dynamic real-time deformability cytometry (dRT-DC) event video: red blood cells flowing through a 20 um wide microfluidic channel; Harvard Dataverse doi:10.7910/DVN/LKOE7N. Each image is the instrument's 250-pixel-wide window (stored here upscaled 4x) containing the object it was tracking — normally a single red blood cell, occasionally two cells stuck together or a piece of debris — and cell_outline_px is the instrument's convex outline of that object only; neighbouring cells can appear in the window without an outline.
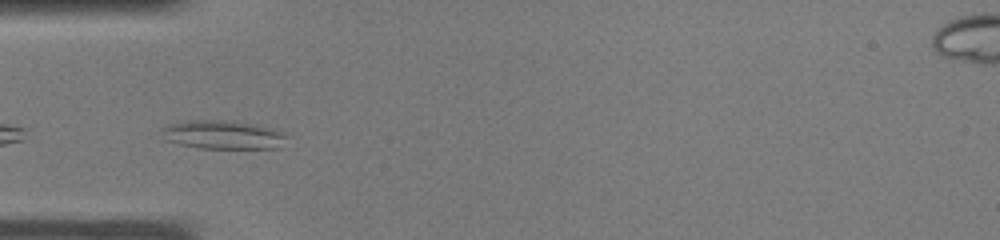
{"species": "common noctule bat (a hibernating species)", "species_latin": "Nyctalus noctula", "temperature_condition": "warm", "stored_images_in_passage": 31, "camera_frame_rate_fps": 3000, "um_per_image_px": 0.085, "animal": {"sex": "male", "body_mass_g": 19.0, "forearm_length_mm": 50.8}, "frame": {"image": 1, "passage_image": 6, "time_ms": 1.667, "image_size_px": [1000, 240], "cell_outline_px": [[288, 136], [276, 148], [200, 148], [180, 144], [164, 140], [160, 132], [160, 128], [172, 124], [188, 120], [232, 120], [256, 124], [272, 128], [284, 132]], "centroid_in_image_um": [18.92, 11.44], "position_along_channel_um": 66.1, "area_um2": 20.98}}
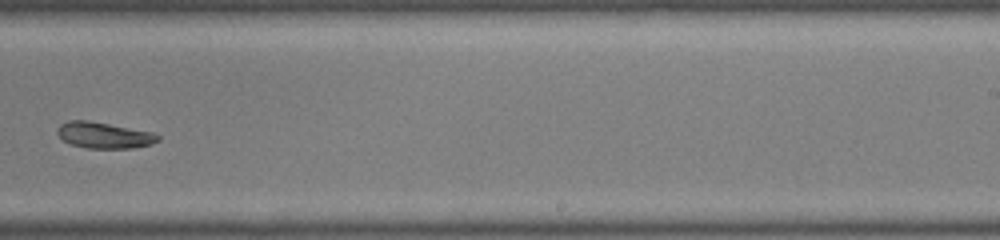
{"frame": {"image": 2, "passage_image": 18, "time_ms": 5.667, "image_size_px": [1000, 240], "cell_outline_px": [[160, 140], [152, 144], [132, 148], [84, 148], [72, 144], [64, 140], [56, 132], [56, 128], [60, 124], [68, 120], [88, 120], [152, 132], [160, 136]], "centroid_in_image_um": [8.83, 11.49], "position_along_channel_um": 280.2, "area_um2": 15.32}}
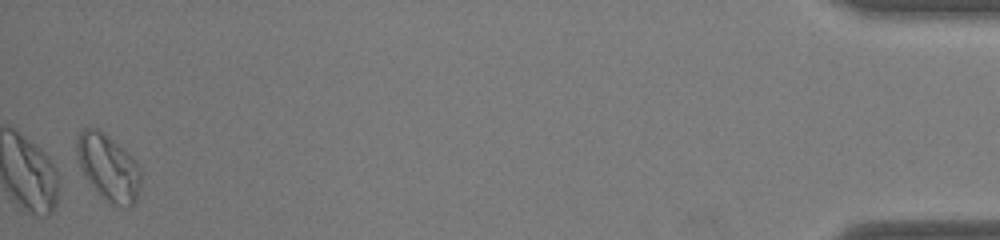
{"frame": {"image": 3, "passage_image": 31, "time_ms": 10.0, "image_size_px": [1000, 240], "cell_outline_px": [[140, 184], [136, 200], [132, 204], [108, 204], [100, 196], [84, 176], [80, 168], [76, 152], [76, 136], [84, 128], [100, 128], [128, 152], [132, 156], [140, 172]], "centroid_in_image_um": [9.16, 14.18], "position_along_channel_um": 426.0, "area_um2": 24.74}}